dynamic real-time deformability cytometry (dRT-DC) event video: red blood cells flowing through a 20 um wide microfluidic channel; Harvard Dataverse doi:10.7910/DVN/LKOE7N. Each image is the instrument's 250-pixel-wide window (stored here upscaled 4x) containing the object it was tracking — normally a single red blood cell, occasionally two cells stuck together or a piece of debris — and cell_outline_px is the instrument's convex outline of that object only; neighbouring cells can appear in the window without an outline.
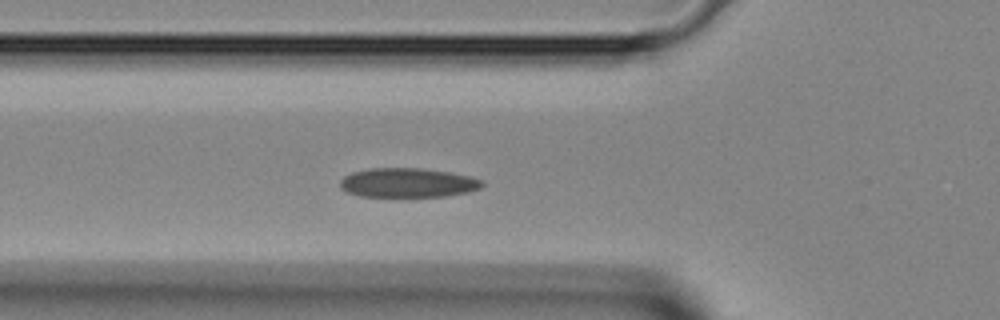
{"species": "Egyptian fruit bat (a non-hibernating species)", "species_latin": "Rousettus aegyptiacus", "temperature_condition": "room temperature", "stored_images_in_passage": 32, "camera_frame_rate_fps": 3000, "um_per_image_px": 0.085, "animal": {"sex": "female"}, "frame": {"image": 1, "passage_image": 2, "time_ms": 0.333, "image_size_px": [1000, 320], "cell_outline_px": [[484, 184], [480, 188], [468, 192], [444, 196], [360, 196], [348, 192], [340, 188], [340, 180], [344, 176], [352, 172], [368, 168], [420, 168], [448, 172], [472, 176], [484, 180]], "centroid_in_image_um": [34.67, 15.52], "position_along_channel_um": 91.1, "area_um2": 24.28}}
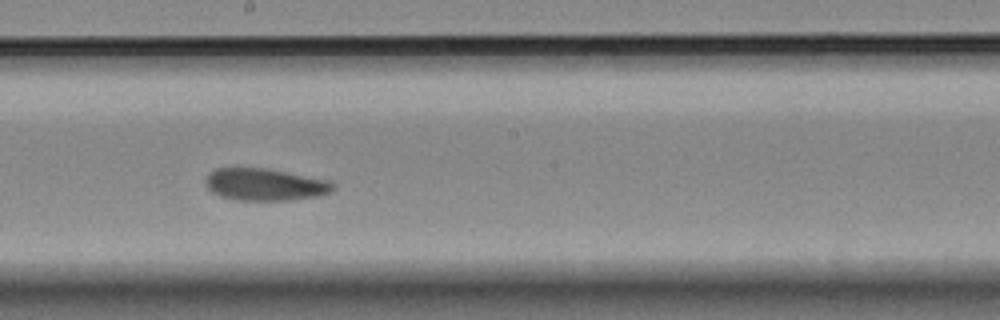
{"frame": {"image": 2, "passage_image": 11, "time_ms": 3.333, "image_size_px": [1000, 320], "cell_outline_px": [[336, 188], [332, 192], [320, 196], [292, 200], [236, 200], [220, 196], [212, 192], [208, 188], [204, 180], [208, 172], [216, 168], [268, 168], [332, 180], [336, 184]], "centroid_in_image_um": [22.58, 15.68], "position_along_channel_um": 225.6, "area_um2": 24.45}}
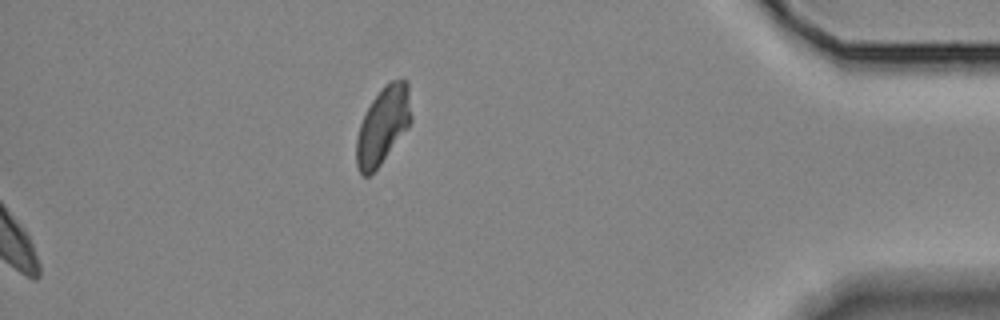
{"frame": {"image": 3, "passage_image": 32, "time_ms": 10.333, "image_size_px": [1000, 320], "cell_outline_px": [[412, 120], [408, 128], [380, 164], [368, 176], [360, 176], [356, 168], [356, 140], [360, 124], [372, 100], [384, 84], [388, 80], [408, 80], [412, 116]], "centroid_in_image_um": [32.56, 10.65], "position_along_channel_um": 402.6, "area_um2": 24.74}}